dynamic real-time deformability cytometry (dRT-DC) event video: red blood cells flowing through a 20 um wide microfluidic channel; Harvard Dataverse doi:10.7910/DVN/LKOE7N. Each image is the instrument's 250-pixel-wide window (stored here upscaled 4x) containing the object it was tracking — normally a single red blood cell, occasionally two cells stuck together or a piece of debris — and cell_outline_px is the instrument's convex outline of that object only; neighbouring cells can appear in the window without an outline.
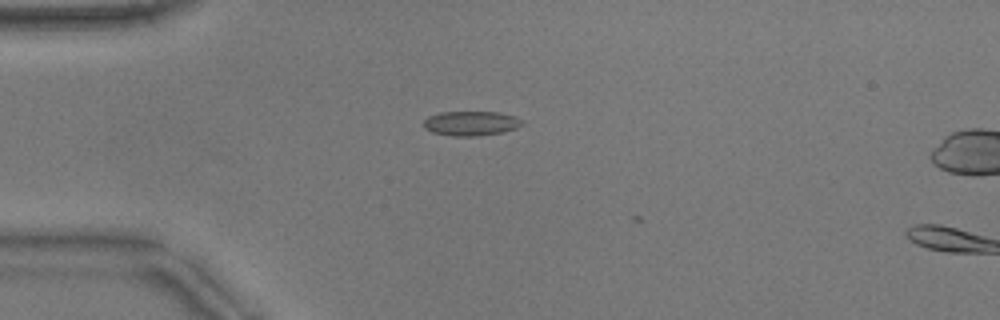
{"species": "common noctule bat (a hibernating species)", "species_latin": "Nyctalus noctula", "temperature_condition": "warm", "stored_images_in_passage": 2, "camera_frame_rate_fps": 3000, "um_per_image_px": 0.085, "animal": {"sex": "male", "body_mass_g": 17.9}, "frame": {"image": 1, "passage_image": 1, "time_ms": 0.0, "image_size_px": [1000, 320], "cell_outline_px": [[524, 124], [516, 128], [504, 132], [480, 136], [452, 136], [432, 132], [424, 128], [424, 120], [428, 116], [440, 112], [500, 112], [516, 116], [524, 120]], "centroid_in_image_um": [40.08, 10.48], "position_along_channel_um": 44.9, "area_um2": 14.33}}